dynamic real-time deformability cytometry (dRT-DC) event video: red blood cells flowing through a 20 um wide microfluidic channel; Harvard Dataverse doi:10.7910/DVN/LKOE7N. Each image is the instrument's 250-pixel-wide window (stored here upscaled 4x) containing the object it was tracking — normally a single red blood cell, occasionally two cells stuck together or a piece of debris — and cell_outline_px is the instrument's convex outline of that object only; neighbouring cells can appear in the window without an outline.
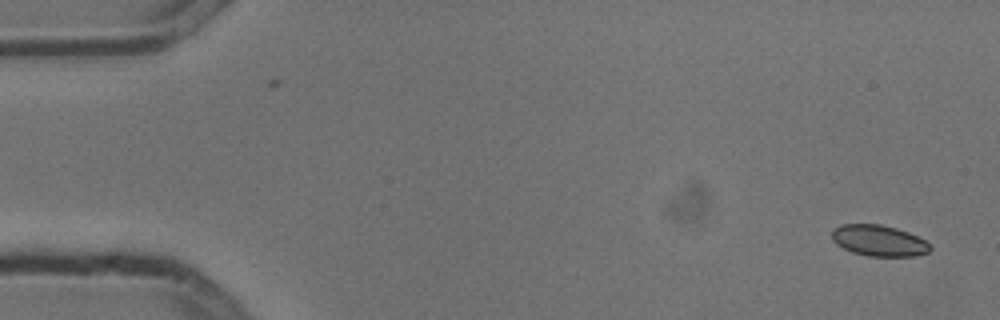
{"species": "common noctule bat (a hibernating species)", "species_latin": "Nyctalus noctula", "temperature_condition": "cold", "stored_images_in_passage": 5, "camera_frame_rate_fps": 3000, "um_per_image_px": 0.085, "animal": {"sex": "male", "body_mass_g": 13.3}, "frame": {"image": 1, "passage_image": 1, "time_ms": 0.0, "image_size_px": [1000, 320], "cell_outline_px": [[932, 248], [928, 252], [916, 256], [868, 256], [852, 252], [836, 244], [832, 240], [832, 232], [840, 224], [880, 224], [896, 228], [908, 232], [924, 240]], "centroid_in_image_um": [74.69, 20.45], "position_along_channel_um": 10.3, "area_um2": 17.69}}
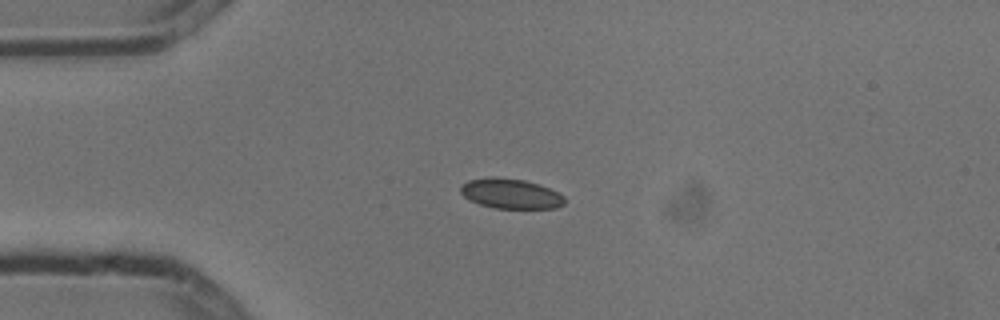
{"frame": {"image": 2, "passage_image": 4, "time_ms": 1.0, "image_size_px": [1000, 320], "cell_outline_px": [[564, 204], [556, 208], [496, 208], [480, 204], [464, 196], [460, 192], [460, 184], [468, 180], [488, 176], [492, 176], [524, 180], [548, 188], [564, 196]], "centroid_in_image_um": [43.37, 16.45], "position_along_channel_um": 41.6, "area_um2": 18.03}}